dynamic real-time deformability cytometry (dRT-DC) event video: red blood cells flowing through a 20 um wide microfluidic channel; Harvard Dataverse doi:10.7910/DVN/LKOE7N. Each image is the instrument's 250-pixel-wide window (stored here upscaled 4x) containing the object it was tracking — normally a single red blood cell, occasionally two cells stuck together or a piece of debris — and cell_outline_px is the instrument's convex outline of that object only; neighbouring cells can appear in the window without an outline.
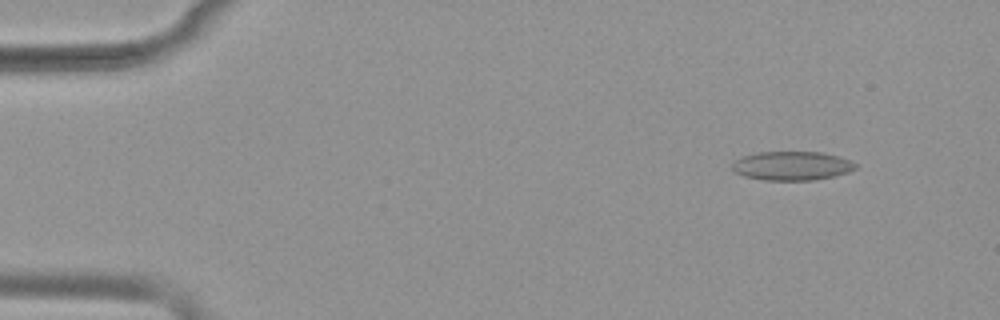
{"species": "common noctule bat (a hibernating species)", "species_latin": "Nyctalus noctula", "temperature_condition": "warm", "stored_images_in_passage": 51, "camera_frame_rate_fps": 3000, "um_per_image_px": 0.085, "animal": {"sex": "female", "body_mass_g": 19.9}, "frame": {"image": 1, "passage_image": 3, "time_ms": 0.667, "image_size_px": [1000, 320], "cell_outline_px": [[856, 168], [848, 172], [832, 176], [812, 180], [764, 180], [744, 176], [736, 172], [732, 168], [732, 164], [736, 160], [744, 156], [756, 152], [820, 152], [836, 156], [848, 160], [856, 164]], "centroid_in_image_um": [67.28, 14.09], "position_along_channel_um": 17.7, "area_um2": 20.46}}
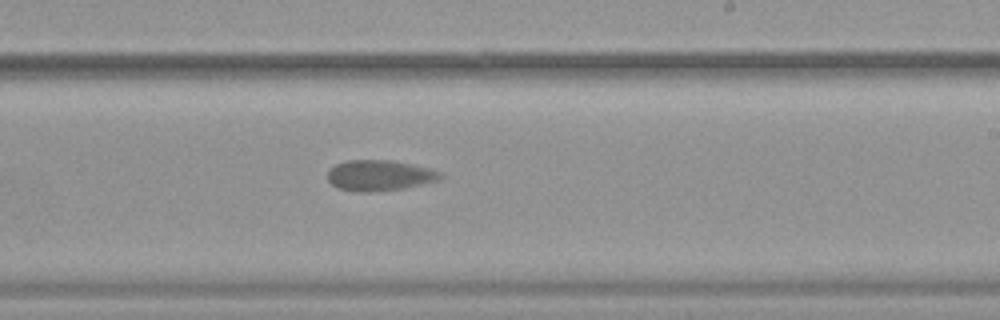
{"frame": {"image": 2, "passage_image": 30, "time_ms": 9.667, "image_size_px": [1000, 320], "cell_outline_px": [[444, 176], [440, 180], [404, 188], [368, 192], [364, 192], [340, 188], [332, 184], [328, 180], [328, 172], [336, 164], [348, 160], [392, 160], [412, 164], [428, 168], [440, 172]], "centroid_in_image_um": [32.29, 14.9], "position_along_channel_um": 256.7, "area_um2": 19.94}}
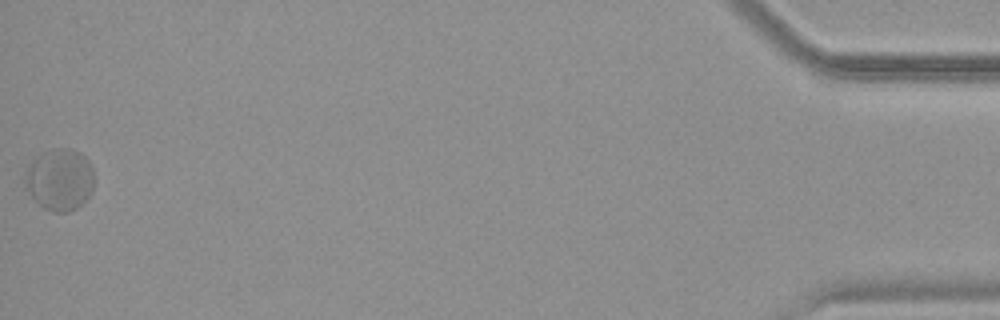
{"frame": {"image": 3, "passage_image": 51, "time_ms": 16.667, "image_size_px": [1000, 320], "cell_outline_px": [[92, 188], [88, 196], [76, 208], [68, 212], [52, 212], [44, 208], [32, 196], [24, 180], [24, 176], [32, 164], [44, 152], [52, 148], [68, 148], [80, 152], [88, 160], [92, 168]], "centroid_in_image_um": [5.1, 15.26], "position_along_channel_um": 430.1, "area_um2": 24.16}, "authors_computed_cell_mechanics": {"area_um2": 20.4034, "velocity_mm_per_s": 3.804, "shape_relaxation_time_tau1_ms": 5.4489, "shape_relaxation_time_tau2_ms": null, "deformation_change_tau1": 0.1274, "deformation_change_tau2": null}}